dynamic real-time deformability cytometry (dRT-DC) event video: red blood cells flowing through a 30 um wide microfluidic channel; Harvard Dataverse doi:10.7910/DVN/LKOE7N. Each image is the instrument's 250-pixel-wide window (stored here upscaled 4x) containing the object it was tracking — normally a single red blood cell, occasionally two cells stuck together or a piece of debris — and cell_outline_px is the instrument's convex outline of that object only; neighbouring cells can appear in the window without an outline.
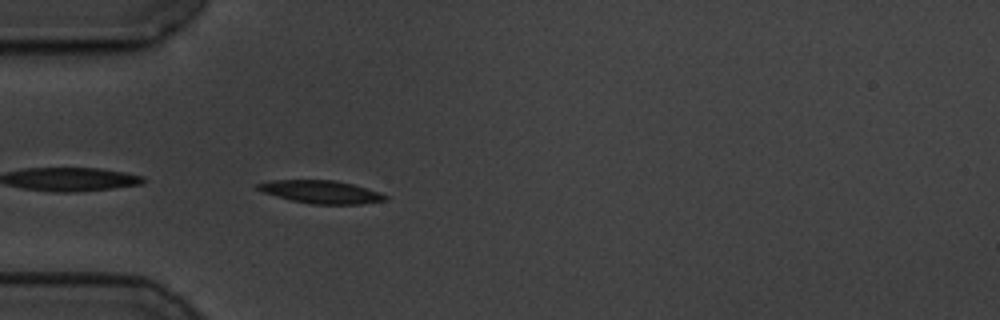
{"species": "common noctule bat (a hibernating species)", "species_latin": "Nyctalus noctula", "temperature_condition": "cold", "stored_images_in_passage": 42, "camera_frame_rate_fps": 3000, "um_per_image_px": 0.085, "animal": {"sex": "male", "body_mass_g": 19.5, "forearm_length_mm": 54.6}, "frame": {"image": 1, "passage_image": 1, "time_ms": 0.0, "image_size_px": [1000, 320], "cell_outline_px": [[388, 200], [360, 204], [312, 204], [292, 200], [276, 196], [264, 192], [256, 188], [256, 184], [272, 180], [336, 180], [352, 184], [380, 192], [388, 196]], "centroid_in_image_um": [27.32, 16.31], "position_along_channel_um": 57.7, "area_um2": 16.94}}
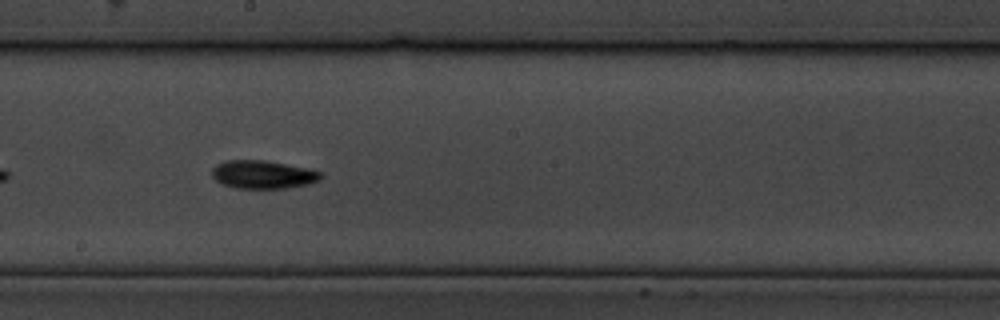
{"frame": {"image": 2, "passage_image": 16, "time_ms": 5.0, "image_size_px": [1000, 320], "cell_outline_px": [[324, 176], [320, 180], [308, 184], [288, 188], [236, 188], [220, 184], [212, 176], [212, 168], [216, 164], [224, 160], [264, 160], [312, 168], [320, 172]], "centroid_in_image_um": [22.37, 14.83], "position_along_channel_um": 225.8, "area_um2": 18.21}}
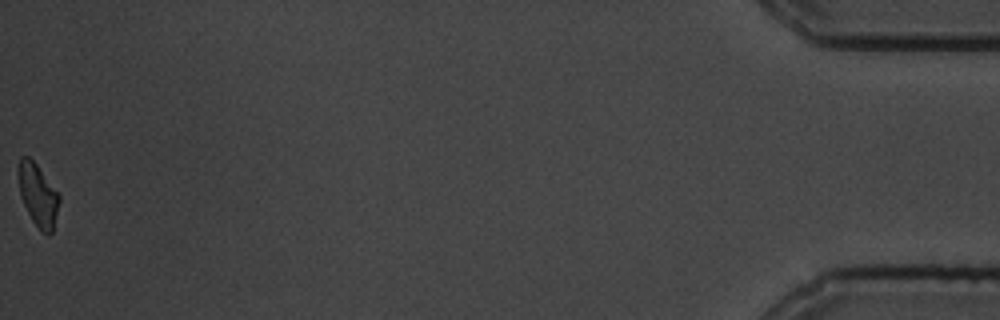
{"frame": {"image": 3, "passage_image": 42, "time_ms": 13.667, "image_size_px": [1000, 320], "cell_outline_px": [[60, 200], [52, 232], [48, 236], [32, 220], [20, 196], [16, 172], [20, 156], [28, 156], [36, 164], [60, 196]], "centroid_in_image_um": [3.19, 16.53], "position_along_channel_um": 432.0, "area_um2": 14.74}, "authors_computed_cell_mechanics": {"area_um2": 16.1262, "velocity_mm_per_s": 3.4669, "shape_relaxation_time_tau1_ms": 2.647, "shape_relaxation_time_tau2_ms": null, "deformation_change_tau1": 0.1289, "deformation_change_tau2": null}}